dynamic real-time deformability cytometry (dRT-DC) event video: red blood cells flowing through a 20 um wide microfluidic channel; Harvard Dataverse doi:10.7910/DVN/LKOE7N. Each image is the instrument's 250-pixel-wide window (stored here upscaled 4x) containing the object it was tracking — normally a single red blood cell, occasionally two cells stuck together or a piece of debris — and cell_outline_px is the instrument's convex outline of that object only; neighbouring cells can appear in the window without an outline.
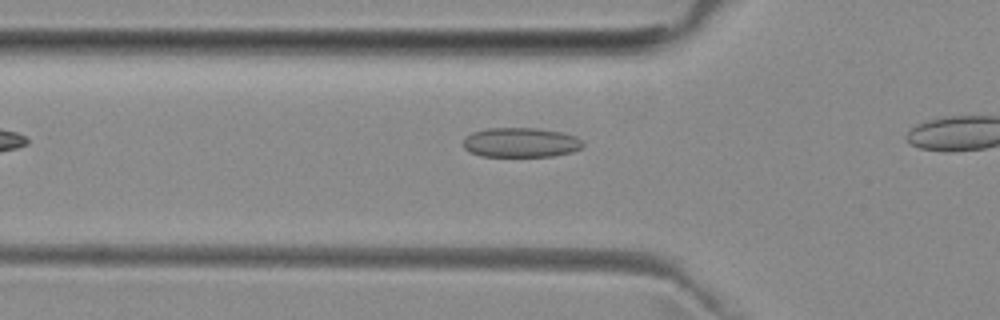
{"species": "common noctule bat (a hibernating species)", "species_latin": "Nyctalus noctula", "temperature_condition": "room temperature", "stored_images_in_passage": 4, "camera_frame_rate_fps": 3000, "um_per_image_px": 0.085, "animal": {"sex": "female", "body_mass_g": 29.2, "forearm_length_mm": 56.3}, "frame": {"image": 1, "passage_image": 3, "time_ms": 3.333, "image_size_px": [1000, 320], "cell_outline_px": [[584, 144], [580, 148], [572, 152], [552, 156], [480, 156], [468, 152], [464, 148], [464, 140], [472, 132], [488, 128], [536, 128], [564, 132], [576, 136]], "centroid_in_image_um": [44.27, 12.11], "position_along_channel_um": 81.5, "area_um2": 20.69}}